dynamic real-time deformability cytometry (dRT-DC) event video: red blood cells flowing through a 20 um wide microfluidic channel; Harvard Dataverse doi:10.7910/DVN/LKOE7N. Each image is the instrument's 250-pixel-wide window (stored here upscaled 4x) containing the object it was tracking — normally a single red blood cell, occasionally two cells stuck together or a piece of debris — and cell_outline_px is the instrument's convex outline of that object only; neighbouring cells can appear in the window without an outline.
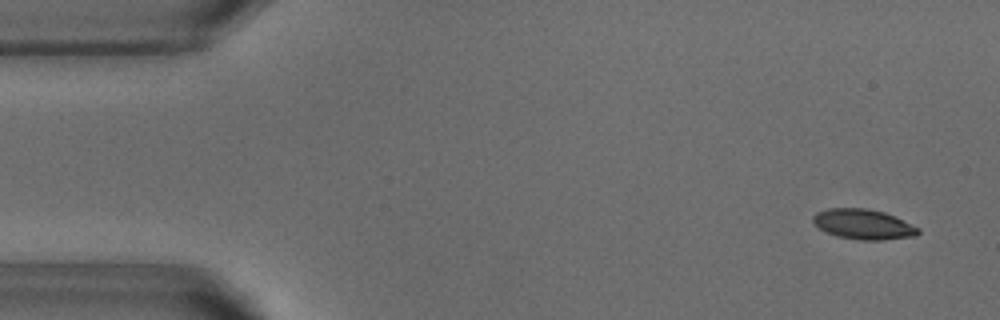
{"species": "common noctule bat (a hibernating species)", "species_latin": "Nyctalus noctula", "temperature_condition": "warm", "stored_images_in_passage": 52, "camera_frame_rate_fps": 3000, "um_per_image_px": 0.085, "animal": {"sex": "male", "body_mass_g": 18.8}, "frame": {"image": 1, "passage_image": 3, "time_ms": 0.667, "image_size_px": [1000, 320], "cell_outline_px": [[920, 232], [916, 236], [884, 240], [860, 240], [836, 236], [820, 228], [812, 220], [812, 216], [816, 212], [828, 208], [868, 208], [884, 212], [920, 228]], "centroid_in_image_um": [73.39, 19.06], "position_along_channel_um": 11.6, "area_um2": 18.44}}
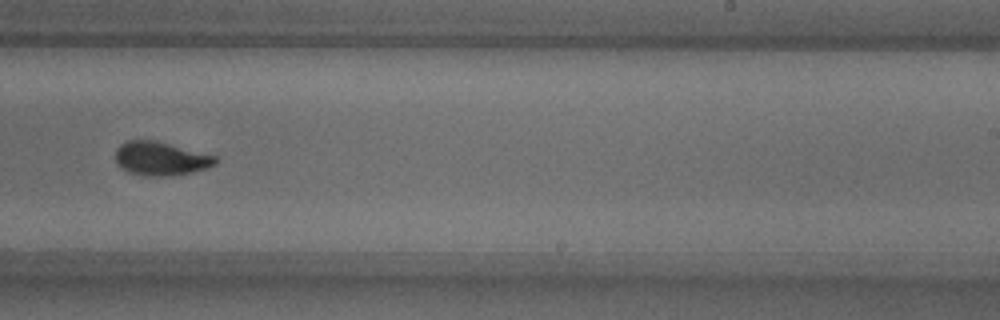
{"frame": {"image": 2, "passage_image": 32, "time_ms": 10.333, "image_size_px": [1000, 320], "cell_outline_px": [[220, 160], [216, 164], [192, 172], [172, 176], [144, 176], [128, 172], [120, 168], [116, 160], [116, 148], [124, 140], [156, 140], [216, 156]], "centroid_in_image_um": [13.64, 13.48], "position_along_channel_um": 275.4, "area_um2": 19.83}}
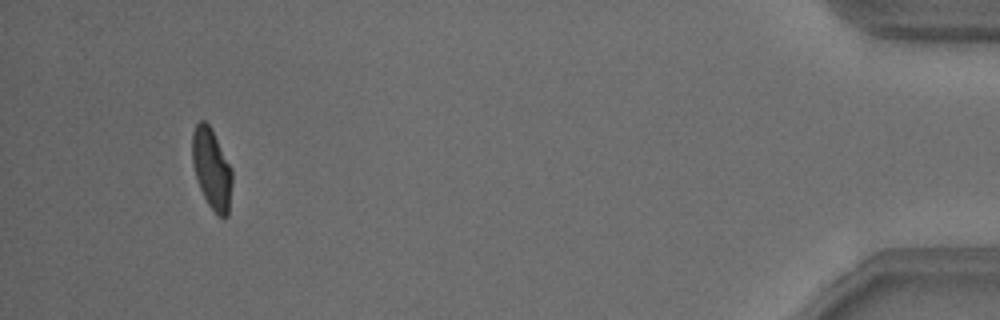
{"frame": {"image": 3, "passage_image": 49, "time_ms": 16.0, "image_size_px": [1000, 320], "cell_outline_px": [[232, 184], [228, 216], [224, 220], [208, 204], [196, 180], [192, 164], [192, 132], [196, 124], [200, 120], [204, 120], [212, 128], [232, 168]], "centroid_in_image_um": [17.99, 14.33], "position_along_channel_um": 417.2, "area_um2": 18.96}, "authors_computed_cell_mechanics": {"area_um2": 19.5364, "velocity_mm_per_s": 3.8366, "shape_relaxation_time_tau1_ms": 4.4835, "shape_relaxation_time_tau2_ms": 1.2928, "deformation_change_tau1": 0.1625, "deformation_change_tau2": 0.0634}}